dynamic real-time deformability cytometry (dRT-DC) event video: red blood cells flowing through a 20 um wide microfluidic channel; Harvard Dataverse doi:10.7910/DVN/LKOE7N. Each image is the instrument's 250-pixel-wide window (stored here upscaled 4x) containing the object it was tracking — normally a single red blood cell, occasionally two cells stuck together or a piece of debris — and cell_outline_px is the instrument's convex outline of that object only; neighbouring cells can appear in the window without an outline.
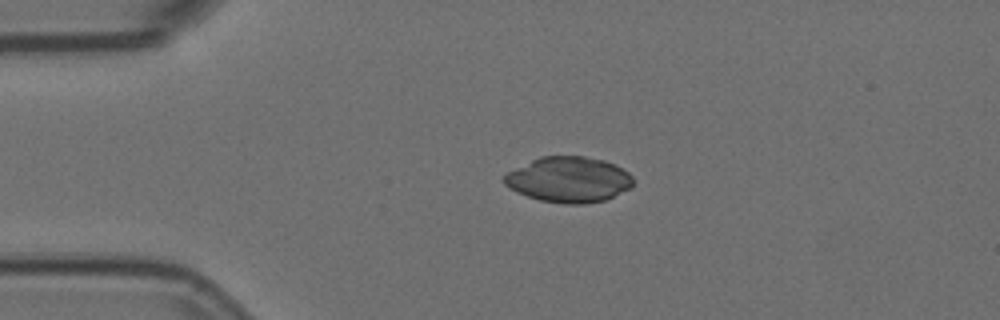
{"species": "Egyptian fruit bat (a non-hibernating species)", "species_latin": "Rousettus aegyptiacus", "temperature_condition": "room temperature", "stored_images_in_passage": 2, "camera_frame_rate_fps": 3000, "um_per_image_px": 0.085, "animal": {"sex": "female"}, "frame": {"image": 1, "passage_image": 1, "time_ms": 0.0, "image_size_px": [1000, 320], "cell_outline_px": [[632, 188], [604, 200], [584, 204], [564, 204], [540, 200], [516, 192], [504, 184], [504, 176], [508, 172], [540, 156], [584, 156], [604, 160], [616, 164], [628, 172], [632, 176]], "centroid_in_image_um": [48.37, 15.26], "position_along_channel_um": 36.6, "area_um2": 34.22}}